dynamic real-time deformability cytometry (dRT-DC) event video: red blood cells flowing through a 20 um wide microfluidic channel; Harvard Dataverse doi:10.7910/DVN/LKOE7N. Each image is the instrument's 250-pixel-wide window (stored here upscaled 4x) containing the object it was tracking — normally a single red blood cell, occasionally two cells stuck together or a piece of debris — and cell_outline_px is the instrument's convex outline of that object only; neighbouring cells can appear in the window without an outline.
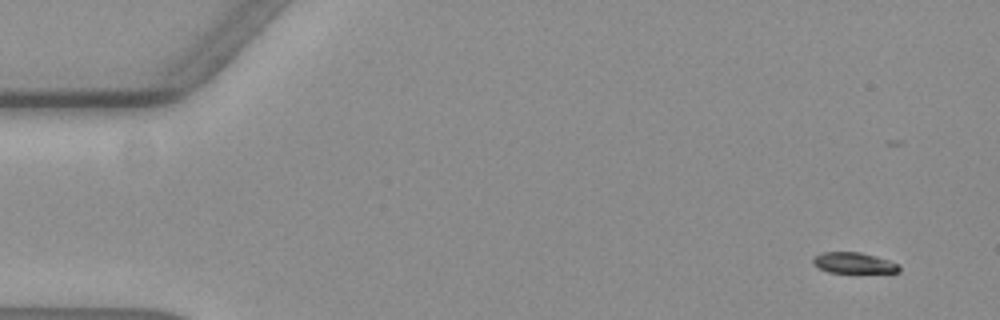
{"species": "common noctule bat (a hibernating species)", "species_latin": "Nyctalus noctula", "temperature_condition": "warm", "stored_images_in_passage": 57, "camera_frame_rate_fps": 3000, "um_per_image_px": 0.085, "animal": {"sex": "female", "body_mass_g": 19.3, "forearm_length_mm": 54.1}, "frame": {"image": 1, "passage_image": 3, "time_ms": 0.667, "image_size_px": [1000, 320], "cell_outline_px": [[900, 272], [828, 272], [812, 264], [812, 260], [820, 252], [860, 252], [876, 256], [900, 264]], "centroid_in_image_um": [72.57, 22.34], "position_along_channel_um": 12.4, "area_um2": 10.4}}
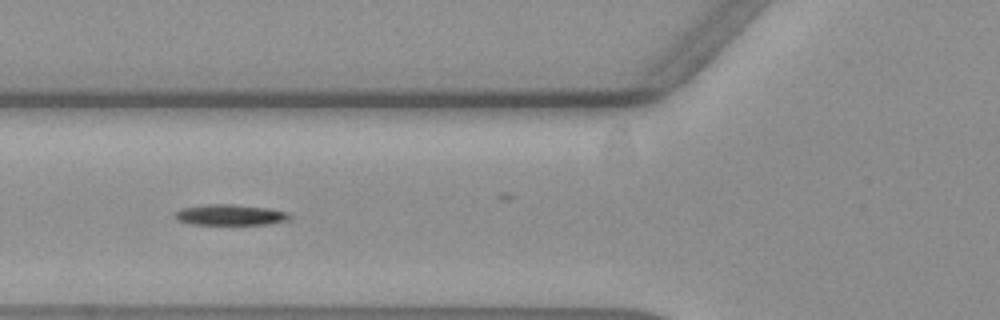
{"frame": {"image": 2, "passage_image": 21, "time_ms": 6.667, "image_size_px": [1000, 320], "cell_outline_px": [[292, 216], [288, 220], [268, 224], [188, 224], [176, 220], [172, 216], [172, 212], [180, 208], [208, 204], [232, 204], [268, 208], [288, 212]], "centroid_in_image_um": [19.49, 18.26], "position_along_channel_um": 106.3, "area_um2": 14.1}}
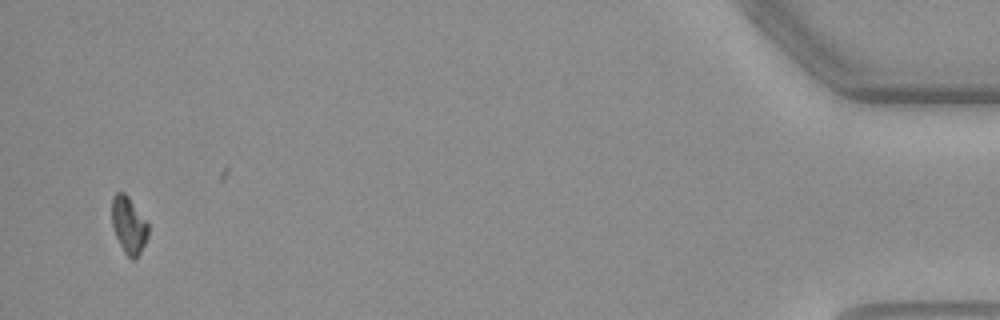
{"frame": {"image": 3, "passage_image": 55, "time_ms": 18.0, "image_size_px": [1000, 320], "cell_outline_px": [[148, 236], [136, 260], [132, 260], [124, 252], [112, 228], [112, 196], [116, 192], [124, 192], [128, 196], [148, 224]], "centroid_in_image_um": [10.93, 19.14], "position_along_channel_um": 424.3, "area_um2": 11.96}, "authors_computed_cell_mechanics": {"area_um2": 13.1206, "velocity_mm_per_s": 3.6012, "shape_relaxation_time_tau1_ms": 4.6801, "shape_relaxation_time_tau2_ms": null, "deformation_change_tau1": 0.2228, "deformation_change_tau2": null}}